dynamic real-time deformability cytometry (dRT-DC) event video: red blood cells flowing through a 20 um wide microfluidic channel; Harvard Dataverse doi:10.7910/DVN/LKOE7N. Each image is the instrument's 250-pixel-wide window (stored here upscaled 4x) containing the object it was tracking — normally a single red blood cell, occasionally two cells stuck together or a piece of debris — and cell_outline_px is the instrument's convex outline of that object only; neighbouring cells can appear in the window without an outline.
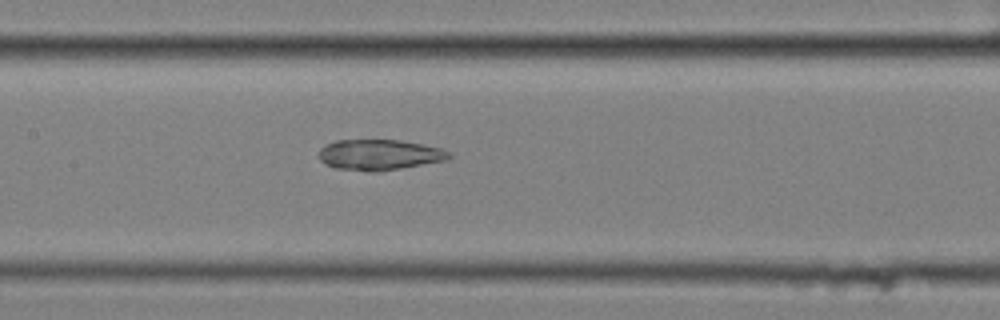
{"species": "common noctule bat (a hibernating species)", "species_latin": "Nyctalus noctula", "temperature_condition": "cold", "stored_images_in_passage": 8, "camera_frame_rate_fps": 3000, "um_per_image_px": 0.085, "animal": {"sex": "female", "body_mass_g": 25.1}, "frame": {"image": 1, "passage_image": 7, "time_ms": 2.0, "image_size_px": [1000, 320], "cell_outline_px": [[452, 156], [448, 160], [380, 172], [368, 172], [336, 168], [324, 164], [320, 160], [320, 148], [324, 144], [336, 140], [400, 140], [440, 148], [448, 152]], "centroid_in_image_um": [32.23, 13.17], "position_along_channel_um": 175.2, "area_um2": 23.41}}